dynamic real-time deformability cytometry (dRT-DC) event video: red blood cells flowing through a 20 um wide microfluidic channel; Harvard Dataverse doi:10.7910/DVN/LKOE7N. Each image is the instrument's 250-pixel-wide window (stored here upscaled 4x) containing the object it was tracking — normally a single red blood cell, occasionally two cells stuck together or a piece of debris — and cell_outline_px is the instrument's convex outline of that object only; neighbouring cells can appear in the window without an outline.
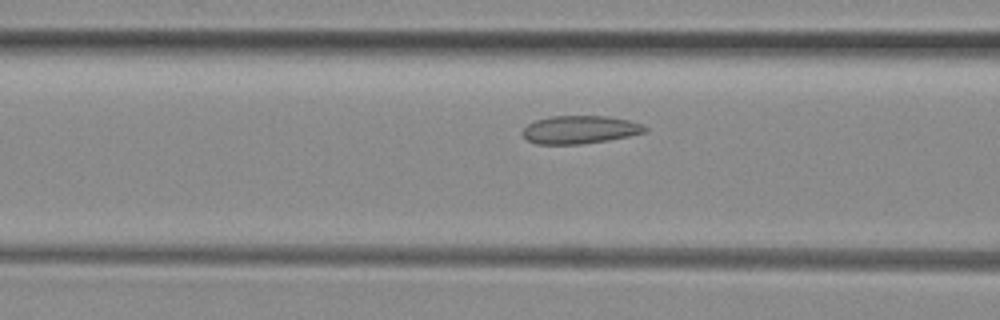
{"species": "common noctule bat (a hibernating species)", "species_latin": "Nyctalus noctula", "temperature_condition": "room temperature", "stored_images_in_passage": 50, "camera_frame_rate_fps": 3000, "um_per_image_px": 0.085, "animal": {"sex": "female", "body_mass_g": 29.2, "forearm_length_mm": 56.3}, "frame": {"image": 1, "passage_image": 19, "time_ms": 6.0, "image_size_px": [1000, 320], "cell_outline_px": [[648, 132], [608, 140], [580, 144], [536, 144], [528, 140], [520, 132], [528, 124], [536, 120], [548, 116], [608, 116], [628, 120], [644, 124], [648, 128]], "centroid_in_image_um": [49.31, 11.02], "position_along_channel_um": 117.3, "area_um2": 20.11}}
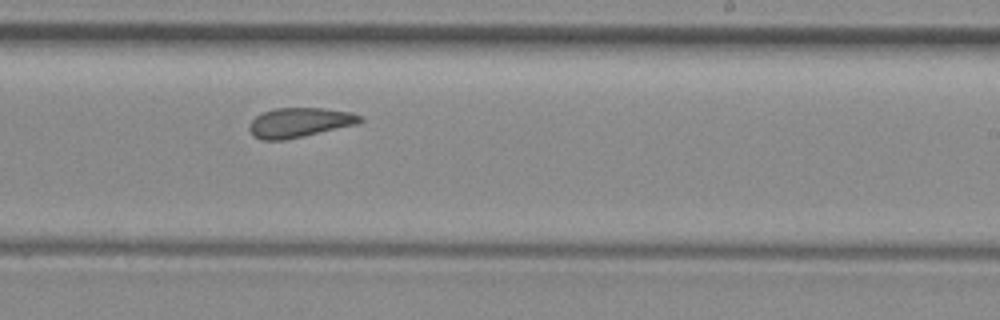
{"frame": {"image": 2, "passage_image": 30, "time_ms": 9.667, "image_size_px": [1000, 320], "cell_outline_px": [[364, 120], [356, 124], [284, 140], [260, 140], [252, 136], [248, 128], [248, 124], [256, 116], [264, 112], [276, 108], [324, 108], [352, 112], [364, 116]], "centroid_in_image_um": [25.44, 10.41], "position_along_channel_um": 263.6, "area_um2": 19.13}}
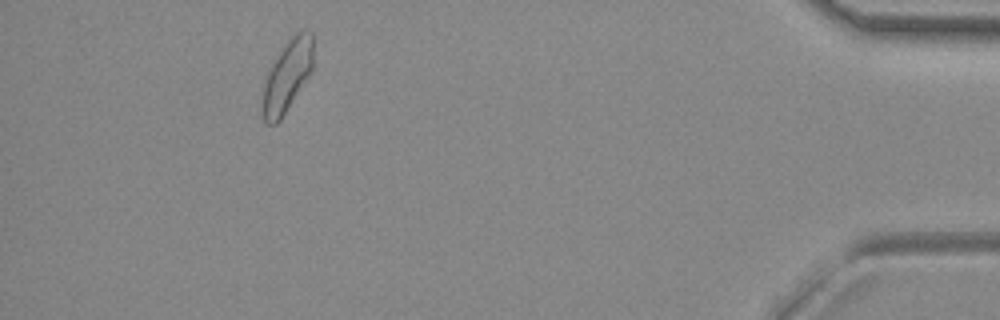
{"frame": {"image": 3, "passage_image": 46, "time_ms": 15.0, "image_size_px": [1000, 320], "cell_outline_px": [[312, 72], [280, 120], [276, 124], [268, 124], [264, 120], [264, 84], [268, 68], [288, 40], [296, 32], [312, 32]], "centroid_in_image_um": [24.42, 6.45], "position_along_channel_um": 410.8, "area_um2": 20.63}, "authors_computed_cell_mechanics": {"area_um2": 20.6346, "velocity_mm_per_s": 4.0002, "shape_relaxation_time_tau1_ms": null, "shape_relaxation_time_tau2_ms": 1.9713, "deformation_change_tau1": null, "deformation_change_tau2": 0.0726}}